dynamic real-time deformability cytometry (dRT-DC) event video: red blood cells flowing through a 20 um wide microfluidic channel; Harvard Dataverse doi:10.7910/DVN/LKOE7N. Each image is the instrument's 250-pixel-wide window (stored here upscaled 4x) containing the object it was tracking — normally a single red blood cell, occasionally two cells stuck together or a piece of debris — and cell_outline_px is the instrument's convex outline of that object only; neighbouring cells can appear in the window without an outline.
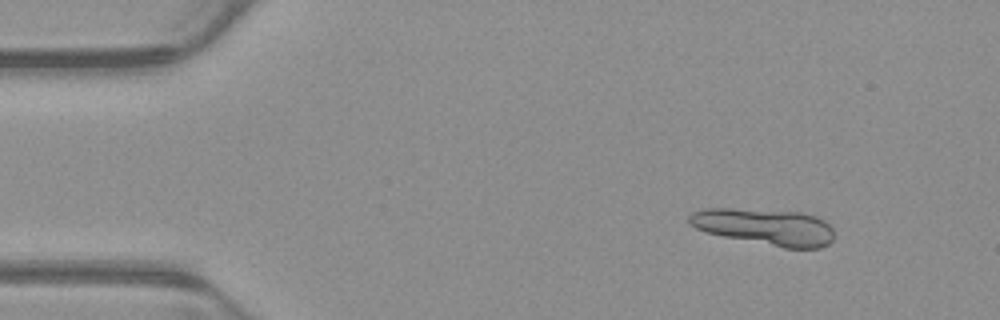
{"species": "common noctule bat (a hibernating species)", "species_latin": "Nyctalus noctula", "temperature_condition": "warm", "stored_images_in_passage": 5, "camera_frame_rate_fps": 3000, "um_per_image_px": 0.085, "animal": {"sex": "male", "body_mass_g": 23.1, "forearm_length_mm": 52.7}, "frame": {"image": 1, "passage_image": 2, "time_ms": 0.333, "image_size_px": [1000, 320], "cell_outline_px": [[832, 240], [828, 244], [820, 248], [784, 248], [704, 232], [688, 224], [688, 216], [692, 212], [704, 208], [732, 208], [800, 212], [816, 216], [824, 220], [832, 228]], "centroid_in_image_um": [64.98, 19.27], "position_along_channel_um": 20.0, "area_um2": 30.87}}